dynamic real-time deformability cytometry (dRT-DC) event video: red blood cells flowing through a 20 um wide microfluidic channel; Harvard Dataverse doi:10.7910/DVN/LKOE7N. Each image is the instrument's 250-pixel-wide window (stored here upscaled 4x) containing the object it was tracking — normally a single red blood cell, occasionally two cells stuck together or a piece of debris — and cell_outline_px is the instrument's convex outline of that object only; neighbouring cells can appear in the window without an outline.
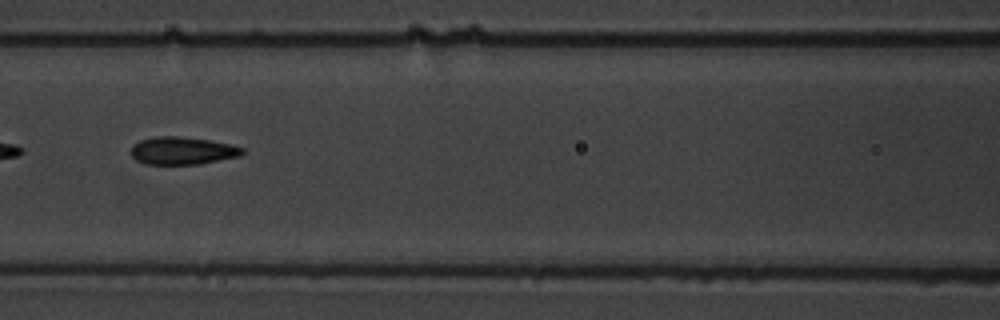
{"species": "common noctule bat (a hibernating species)", "species_latin": "Nyctalus noctula", "temperature_condition": "warm", "stored_images_in_passage": 9, "camera_frame_rate_fps": 3000, "um_per_image_px": 0.085, "animal": {"sex": "male", "body_mass_g": 19.5, "forearm_length_mm": 54.6}, "frame": {"image": 1, "passage_image": 6, "time_ms": 5.667, "image_size_px": [1000, 320], "cell_outline_px": [[244, 152], [240, 156], [200, 164], [148, 164], [136, 160], [132, 156], [132, 144], [140, 140], [156, 136], [176, 136], [208, 140], [232, 144], [244, 148]], "centroid_in_image_um": [15.52, 12.81], "position_along_channel_um": 151.1, "area_um2": 17.92}}
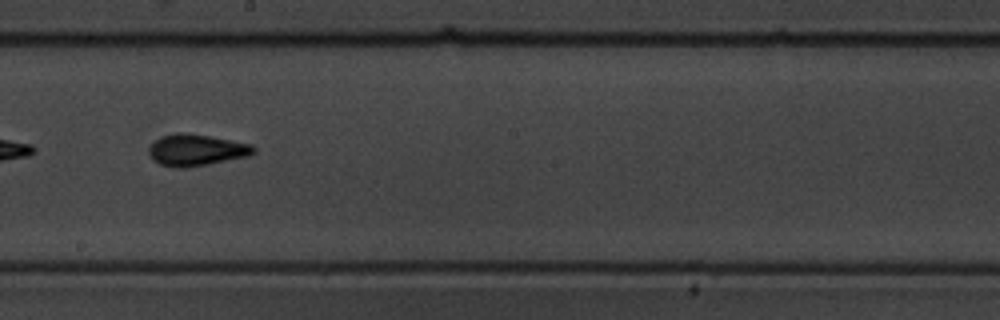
{"frame": {"image": 2, "passage_image": 8, "time_ms": 8.0, "image_size_px": [1000, 320], "cell_outline_px": [[256, 152], [248, 156], [184, 168], [176, 168], [160, 164], [152, 160], [148, 152], [148, 148], [160, 136], [176, 132], [184, 132], [208, 136], [252, 144], [256, 148]], "centroid_in_image_um": [16.66, 12.74], "position_along_channel_um": 231.5, "area_um2": 19.19}}
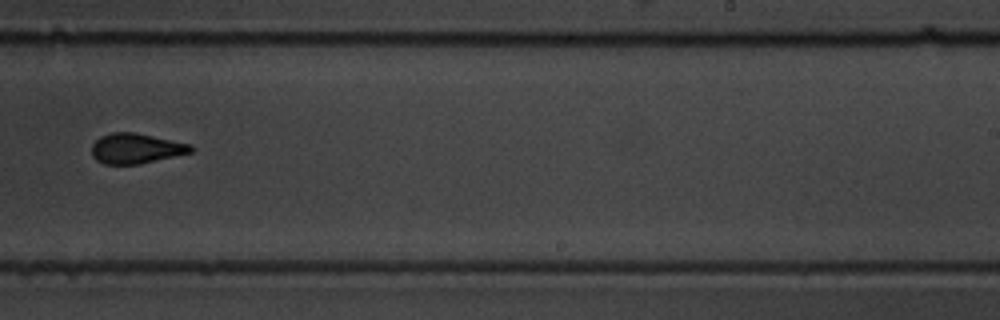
{"frame": {"image": 3, "passage_image": 9, "time_ms": 9.333, "image_size_px": [1000, 320], "cell_outline_px": [[196, 148], [192, 152], [140, 164], [104, 164], [96, 160], [92, 156], [92, 144], [100, 136], [112, 132], [136, 132], [192, 144]], "centroid_in_image_um": [11.58, 12.61], "position_along_channel_um": 277.4, "area_um2": 17.63}}